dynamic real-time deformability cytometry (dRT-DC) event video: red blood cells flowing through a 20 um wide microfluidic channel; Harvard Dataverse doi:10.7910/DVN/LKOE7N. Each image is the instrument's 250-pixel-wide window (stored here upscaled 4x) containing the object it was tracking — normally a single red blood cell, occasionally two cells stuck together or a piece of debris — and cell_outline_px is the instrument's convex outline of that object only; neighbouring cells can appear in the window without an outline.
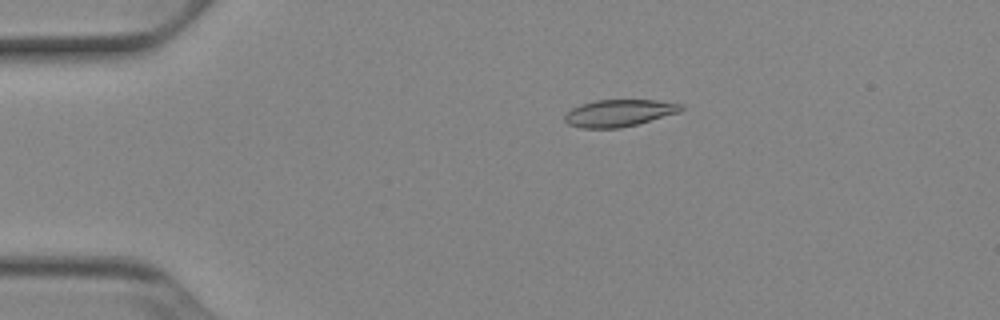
{"species": "Egyptian fruit bat (a non-hibernating species)", "species_latin": "Rousettus aegyptiacus", "temperature_condition": "cold", "stored_images_in_passage": 52, "camera_frame_rate_fps": 3000, "um_per_image_px": 0.085, "animal": {"sex": "female"}, "frame": {"image": 1, "passage_image": 11, "time_ms": 3.333, "image_size_px": [1000, 320], "cell_outline_px": [[684, 108], [680, 112], [636, 124], [620, 128], [580, 128], [568, 124], [564, 120], [564, 116], [572, 108], [580, 104], [596, 100], [656, 100], [684, 104]], "centroid_in_image_um": [52.62, 9.6], "position_along_channel_um": 32.4, "area_um2": 18.32}}
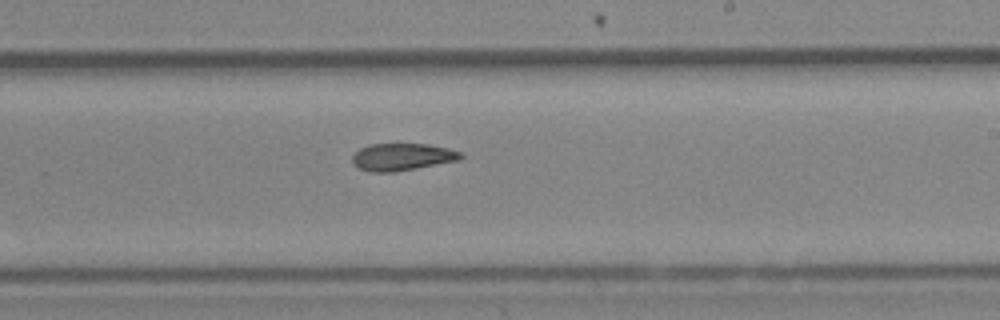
{"frame": {"image": 2, "passage_image": 32, "time_ms": 10.333, "image_size_px": [1000, 320], "cell_outline_px": [[464, 156], [460, 160], [416, 168], [392, 172], [368, 172], [352, 164], [352, 156], [360, 148], [368, 144], [428, 144], [448, 148], [460, 152]], "centroid_in_image_um": [34.17, 13.34], "position_along_channel_um": 254.8, "area_um2": 17.22}}
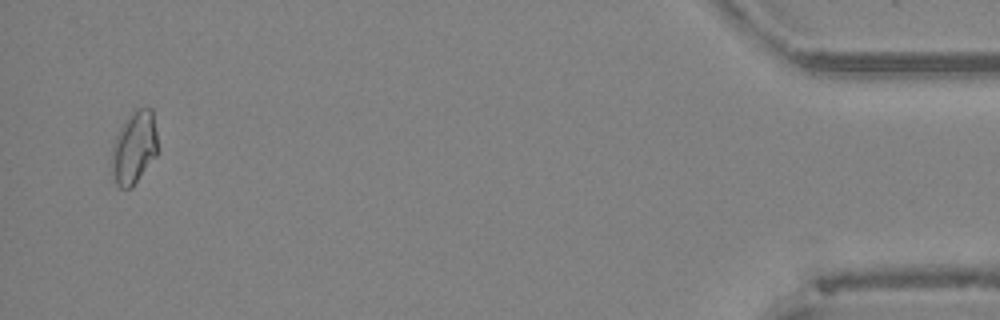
{"frame": {"image": 3, "passage_image": 51, "time_ms": 16.667, "image_size_px": [1000, 320], "cell_outline_px": [[160, 152], [132, 188], [120, 188], [116, 184], [112, 176], [112, 144], [124, 120], [136, 108], [152, 108]], "centroid_in_image_um": [11.43, 12.56], "position_along_channel_um": 423.8, "area_um2": 19.94}, "authors_computed_cell_mechanics": {"area_um2": 18.0047, "velocity_mm_per_s": 3.9162, "shape_relaxation_time_tau1_ms": null, "shape_relaxation_time_tau2_ms": 3.5662, "deformation_change_tau1": null, "deformation_change_tau2": 0.094}}